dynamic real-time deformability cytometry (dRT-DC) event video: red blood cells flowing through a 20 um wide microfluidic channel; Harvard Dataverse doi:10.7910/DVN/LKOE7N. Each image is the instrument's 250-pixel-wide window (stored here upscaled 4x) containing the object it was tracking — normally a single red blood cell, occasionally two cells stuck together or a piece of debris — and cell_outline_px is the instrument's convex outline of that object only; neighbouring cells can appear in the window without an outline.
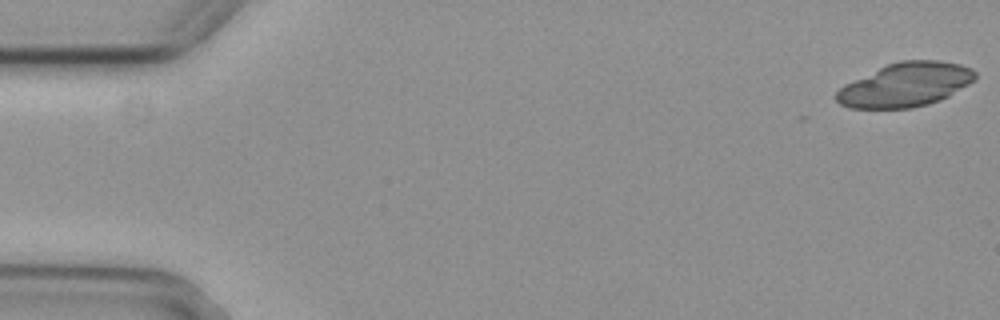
{"species": "common noctule bat (a hibernating species)", "species_latin": "Nyctalus noctula", "temperature_condition": "cold", "stored_images_in_passage": 4, "camera_frame_rate_fps": 3000, "um_per_image_px": 0.085, "animal": {"sex": "female", "body_mass_g": 29.2, "forearm_length_mm": 56.3}, "frame": {"image": 1, "passage_image": 1, "time_ms": 0.0, "image_size_px": [1000, 320], "cell_outline_px": [[976, 76], [968, 84], [948, 96], [940, 100], [928, 104], [912, 108], [848, 108], [840, 104], [836, 100], [836, 92], [844, 84], [888, 64], [900, 60], [936, 60], [960, 64], [972, 68], [976, 72]], "centroid_in_image_um": [76.95, 7.21], "position_along_channel_um": 8.0, "area_um2": 35.32}}